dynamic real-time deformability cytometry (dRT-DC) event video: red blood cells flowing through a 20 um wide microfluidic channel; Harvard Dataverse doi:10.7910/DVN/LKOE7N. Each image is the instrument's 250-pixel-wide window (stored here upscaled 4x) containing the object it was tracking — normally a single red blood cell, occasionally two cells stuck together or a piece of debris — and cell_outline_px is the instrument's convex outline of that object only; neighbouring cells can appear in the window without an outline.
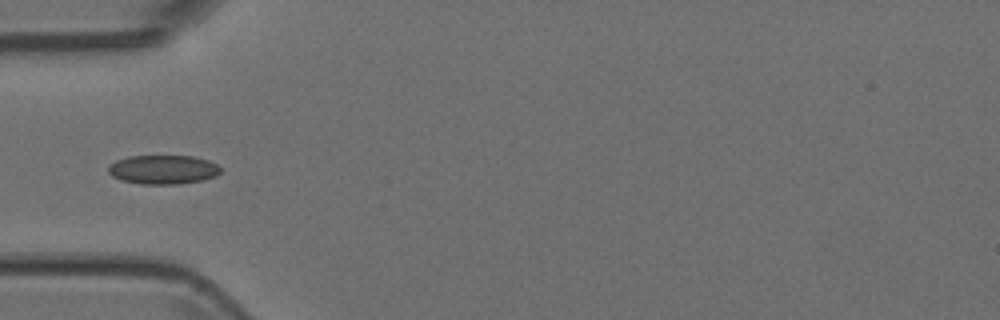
{"species": "Egyptian fruit bat (a non-hibernating species)", "species_latin": "Rousettus aegyptiacus", "temperature_condition": "room temperature", "stored_images_in_passage": 5, "camera_frame_rate_fps": 3000, "um_per_image_px": 0.085, "animal": {"sex": "female"}, "frame": {"image": 1, "passage_image": 5, "time_ms": 1.333, "image_size_px": [1000, 320], "cell_outline_px": [[220, 172], [216, 176], [204, 180], [180, 184], [140, 184], [120, 180], [112, 176], [108, 172], [108, 168], [116, 160], [128, 156], [192, 156], [208, 160], [216, 164], [220, 168]], "centroid_in_image_um": [13.86, 14.42], "position_along_channel_um": 71.1, "area_um2": 19.07}}